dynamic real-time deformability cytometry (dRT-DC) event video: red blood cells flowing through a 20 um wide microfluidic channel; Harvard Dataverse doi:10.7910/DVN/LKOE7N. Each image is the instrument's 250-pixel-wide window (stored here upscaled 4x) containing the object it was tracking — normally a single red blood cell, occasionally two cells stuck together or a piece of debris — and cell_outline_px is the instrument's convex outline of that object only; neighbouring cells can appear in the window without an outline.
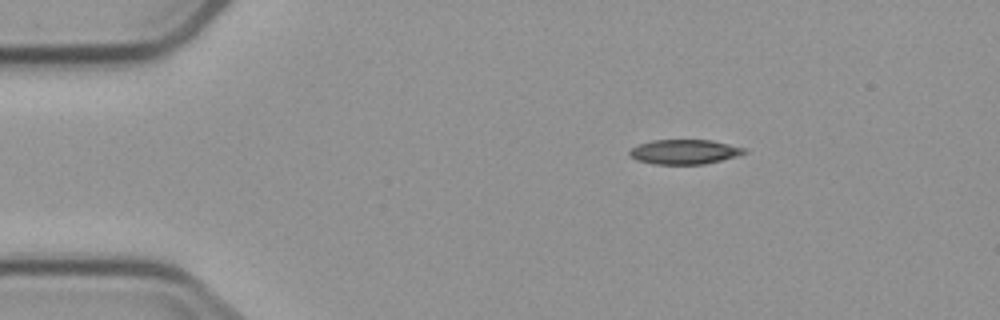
{"species": "common noctule bat (a hibernating species)", "species_latin": "Nyctalus noctula", "temperature_condition": "cold", "stored_images_in_passage": 3, "camera_frame_rate_fps": 3000, "um_per_image_px": 0.085, "animal": {"sex": "male", "body_mass_g": 23.1, "forearm_length_mm": 52.7}, "frame": {"image": 1, "passage_image": 1, "time_ms": 0.0, "image_size_px": [1000, 320], "cell_outline_px": [[748, 152], [736, 156], [704, 164], [656, 164], [636, 160], [628, 152], [632, 148], [640, 144], [652, 140], [712, 140], [748, 148]], "centroid_in_image_um": [58.22, 12.9], "position_along_channel_um": 26.8, "area_um2": 16.42}}
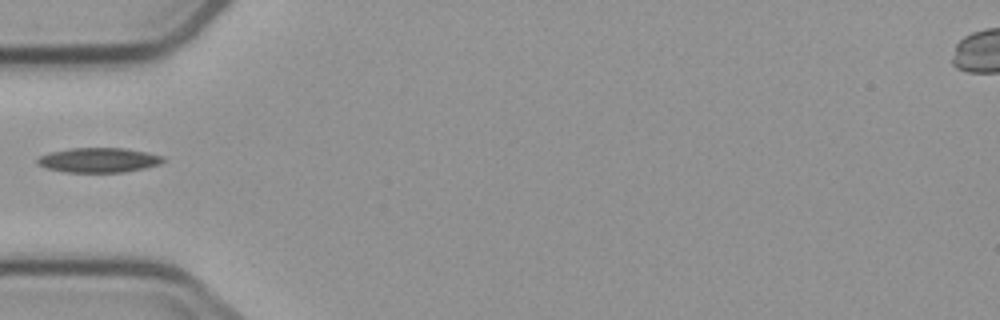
{"frame": {"image": 2, "passage_image": 3, "time_ms": 3.0, "image_size_px": [1000, 320], "cell_outline_px": [[164, 160], [160, 164], [144, 168], [124, 172], [64, 172], [48, 168], [36, 164], [36, 160], [40, 156], [52, 152], [72, 148], [124, 148], [164, 156]], "centroid_in_image_um": [8.38, 13.61], "position_along_channel_um": 76.6, "area_um2": 17.92}}